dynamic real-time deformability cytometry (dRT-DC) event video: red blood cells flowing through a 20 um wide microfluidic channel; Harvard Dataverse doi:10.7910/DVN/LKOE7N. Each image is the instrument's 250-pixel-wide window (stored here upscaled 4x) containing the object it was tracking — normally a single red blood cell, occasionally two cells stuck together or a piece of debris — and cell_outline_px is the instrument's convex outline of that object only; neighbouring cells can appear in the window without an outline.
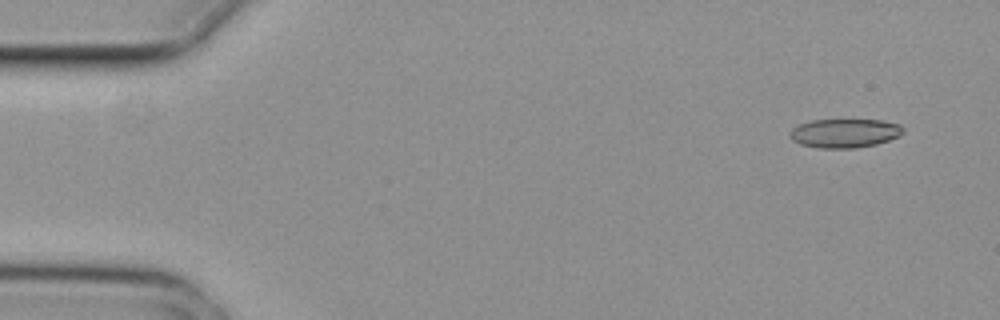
{"species": "common noctule bat (a hibernating species)", "species_latin": "Nyctalus noctula", "temperature_condition": "cold", "stored_images_in_passage": 5, "camera_frame_rate_fps": 3000, "um_per_image_px": 0.085, "animal": {"sex": "female", "body_mass_g": 29.2, "forearm_length_mm": 56.3}, "frame": {"image": 1, "passage_image": 1, "time_ms": 0.0, "image_size_px": [1000, 320], "cell_outline_px": [[904, 132], [900, 136], [876, 144], [856, 148], [820, 148], [800, 144], [792, 140], [788, 136], [788, 132], [792, 128], [800, 124], [812, 120], [884, 120], [900, 124], [904, 128]], "centroid_in_image_um": [71.8, 11.32], "position_along_channel_um": 13.2, "area_um2": 19.25}}
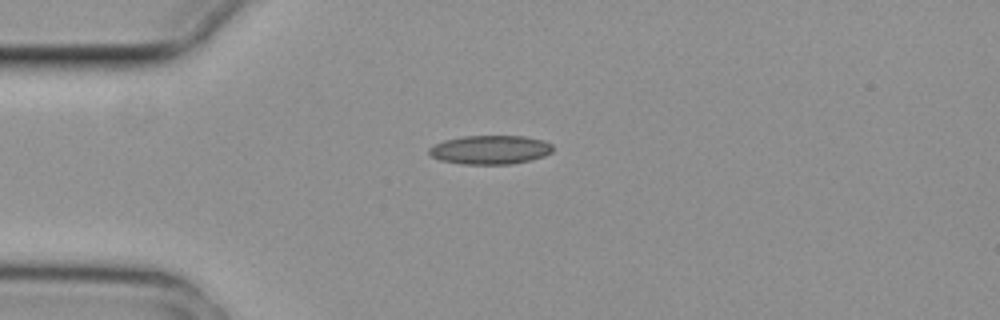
{"frame": {"image": 2, "passage_image": 4, "time_ms": 1.0, "image_size_px": [1000, 320], "cell_outline_px": [[552, 152], [544, 156], [532, 160], [512, 164], [460, 164], [440, 160], [432, 156], [428, 152], [428, 148], [444, 140], [464, 136], [524, 136], [544, 140], [552, 144]], "centroid_in_image_um": [41.68, 12.73], "position_along_channel_um": 43.3, "area_um2": 20.92}}